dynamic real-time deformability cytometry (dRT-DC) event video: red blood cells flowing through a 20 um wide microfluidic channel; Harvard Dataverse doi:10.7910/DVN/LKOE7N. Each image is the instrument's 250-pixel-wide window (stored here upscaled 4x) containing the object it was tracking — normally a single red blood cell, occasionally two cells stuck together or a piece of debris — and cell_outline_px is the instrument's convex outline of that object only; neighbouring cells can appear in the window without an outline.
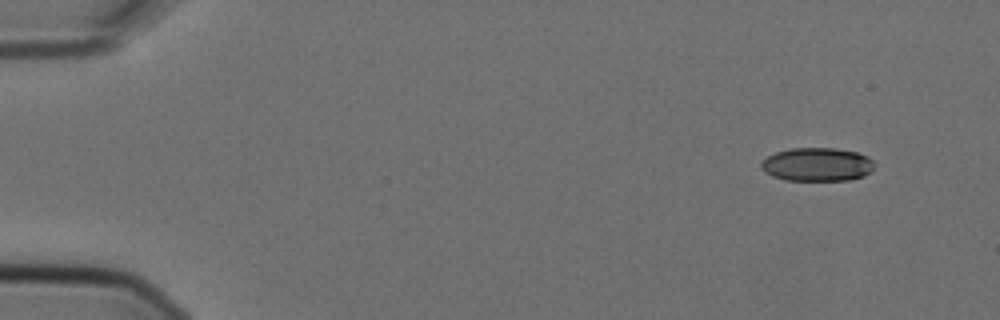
{"species": "Egyptian fruit bat (a non-hibernating species)", "species_latin": "Rousettus aegyptiacus", "temperature_condition": "cold", "stored_images_in_passage": 4, "camera_frame_rate_fps": 3000, "um_per_image_px": 0.085, "animal": {"sex": "female"}, "frame": {"image": 1, "passage_image": 1, "time_ms": 0.0, "image_size_px": [1000, 320], "cell_outline_px": [[876, 164], [872, 172], [864, 176], [852, 180], [784, 180], [772, 176], [764, 172], [760, 168], [760, 164], [768, 156], [776, 152], [792, 148], [836, 148], [856, 152], [868, 156]], "centroid_in_image_um": [69.49, 13.98], "position_along_channel_um": 15.5, "area_um2": 22.37}}